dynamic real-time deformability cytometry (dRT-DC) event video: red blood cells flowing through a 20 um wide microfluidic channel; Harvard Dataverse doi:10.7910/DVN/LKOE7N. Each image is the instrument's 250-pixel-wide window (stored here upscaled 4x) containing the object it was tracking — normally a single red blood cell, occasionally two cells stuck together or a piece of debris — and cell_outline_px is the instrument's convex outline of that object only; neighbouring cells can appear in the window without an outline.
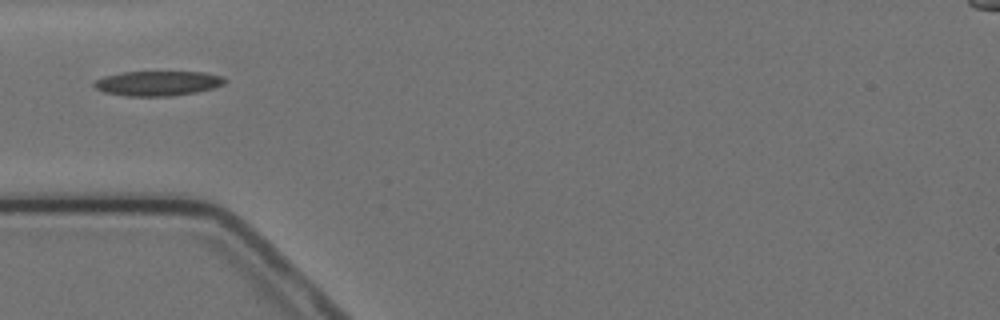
{"species": "Egyptian fruit bat (a non-hibernating species)", "species_latin": "Rousettus aegyptiacus", "temperature_condition": "cold", "stored_images_in_passage": 9, "segment_of_instrument_passage": [2, 2], "camera_frame_rate_fps": 3000, "um_per_image_px": 0.085, "animal": {"sex": "female"}, "frame": {"image": 1, "passage_image": 5, "time_ms": 4.667, "image_size_px": [1000, 320], "cell_outline_px": [[224, 84], [212, 88], [196, 92], [168, 96], [128, 96], [104, 92], [96, 88], [92, 84], [96, 80], [104, 76], [120, 72], [204, 72], [224, 76]], "centroid_in_image_um": [13.39, 7.07], "position_along_channel_um": 71.6, "area_um2": 18.79}}
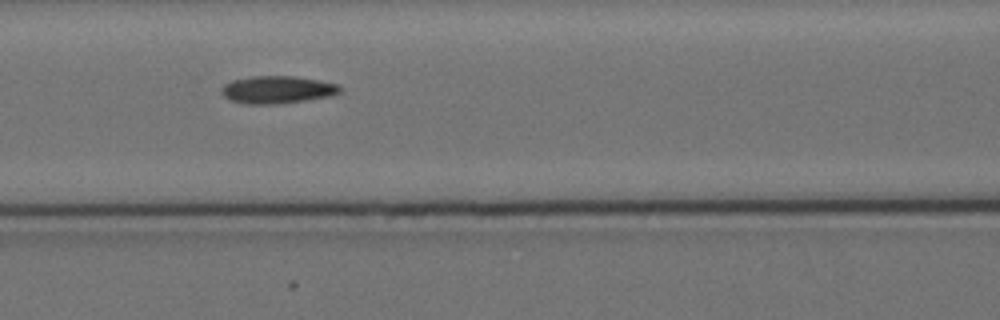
{"frame": {"image": 2, "passage_image": 7, "time_ms": 6.667, "image_size_px": [1000, 320], "cell_outline_px": [[344, 88], [340, 92], [332, 96], [276, 104], [244, 104], [228, 100], [220, 92], [224, 84], [232, 80], [252, 76], [292, 76], [320, 80], [340, 84]], "centroid_in_image_um": [23.58, 7.62], "position_along_channel_um": 143.0, "area_um2": 19.25}}
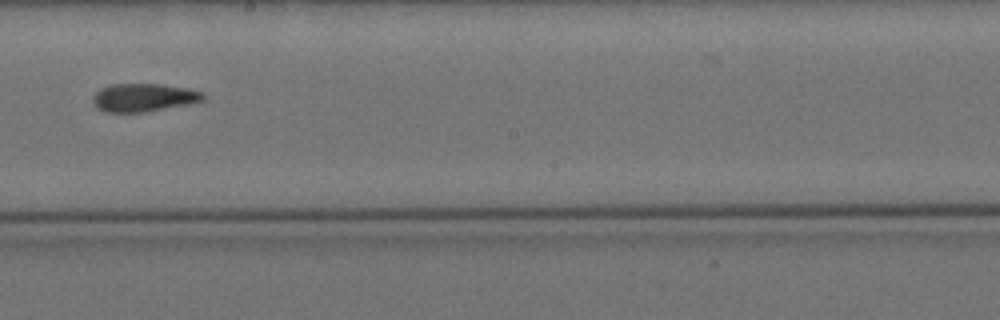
{"frame": {"image": 3, "passage_image": 9, "time_ms": 9.333, "image_size_px": [1000, 320], "cell_outline_px": [[204, 100], [192, 104], [144, 112], [104, 112], [92, 100], [92, 96], [100, 88], [112, 84], [164, 84], [188, 88], [204, 92]], "centroid_in_image_um": [12.26, 8.28], "position_along_channel_um": 235.9, "area_um2": 18.21}}